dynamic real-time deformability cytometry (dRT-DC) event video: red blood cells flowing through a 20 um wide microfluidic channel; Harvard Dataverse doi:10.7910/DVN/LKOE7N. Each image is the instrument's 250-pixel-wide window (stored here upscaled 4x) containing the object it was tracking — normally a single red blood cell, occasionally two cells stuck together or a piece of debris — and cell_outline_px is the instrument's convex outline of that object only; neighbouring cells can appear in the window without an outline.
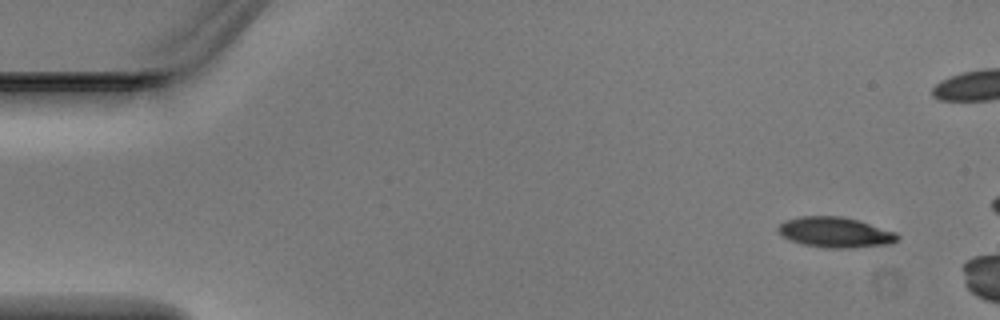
{"species": "Egyptian fruit bat (a non-hibernating species)", "species_latin": "Rousettus aegyptiacus", "temperature_condition": "warm", "stored_images_in_passage": 2, "camera_frame_rate_fps": 3000, "um_per_image_px": 0.085, "animal": {"sex": "male"}, "frame": {"image": 1, "passage_image": 1, "time_ms": 0.0, "image_size_px": [1000, 320], "cell_outline_px": [[900, 236], [892, 244], [856, 248], [828, 248], [800, 244], [788, 240], [780, 236], [776, 228], [784, 220], [800, 216], [844, 216], [860, 220], [896, 232]], "centroid_in_image_um": [70.97, 19.75], "position_along_channel_um": 14.0, "area_um2": 21.68}}